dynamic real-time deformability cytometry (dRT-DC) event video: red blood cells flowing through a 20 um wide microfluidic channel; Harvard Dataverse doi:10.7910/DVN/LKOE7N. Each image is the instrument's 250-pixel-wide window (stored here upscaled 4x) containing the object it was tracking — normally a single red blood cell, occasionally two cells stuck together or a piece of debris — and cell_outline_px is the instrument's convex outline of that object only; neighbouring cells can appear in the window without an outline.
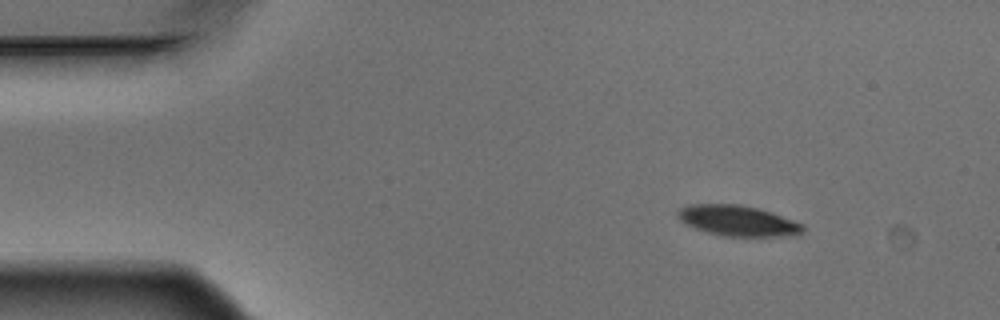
{"species": "Egyptian fruit bat (a non-hibernating species)", "species_latin": "Rousettus aegyptiacus", "temperature_condition": "warm", "stored_images_in_passage": 4, "camera_frame_rate_fps": 3000, "um_per_image_px": 0.085, "animal": {"sex": "male"}, "frame": {"image": 1, "passage_image": 1, "time_ms": 0.0, "image_size_px": [1000, 320], "cell_outline_px": [[804, 228], [800, 232], [780, 236], [720, 236], [696, 228], [680, 220], [676, 216], [676, 212], [680, 208], [688, 204], [740, 204], [772, 212], [804, 224]], "centroid_in_image_um": [62.67, 18.74], "position_along_channel_um": 22.3, "area_um2": 22.08}}
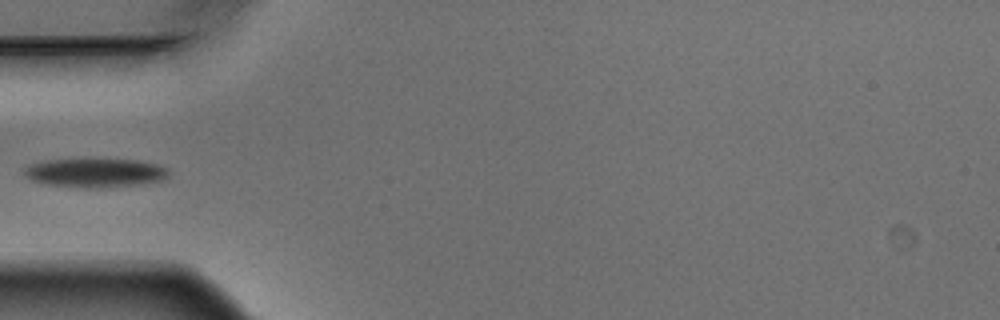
{"frame": {"image": 2, "passage_image": 4, "time_ms": 1.0, "image_size_px": [1000, 320], "cell_outline_px": [[168, 176], [164, 180], [140, 184], [100, 188], [84, 188], [44, 184], [32, 180], [24, 176], [24, 168], [32, 164], [48, 160], [136, 160], [156, 164], [168, 168]], "centroid_in_image_um": [8.1, 14.71], "position_along_channel_um": 76.9, "area_um2": 24.16}}